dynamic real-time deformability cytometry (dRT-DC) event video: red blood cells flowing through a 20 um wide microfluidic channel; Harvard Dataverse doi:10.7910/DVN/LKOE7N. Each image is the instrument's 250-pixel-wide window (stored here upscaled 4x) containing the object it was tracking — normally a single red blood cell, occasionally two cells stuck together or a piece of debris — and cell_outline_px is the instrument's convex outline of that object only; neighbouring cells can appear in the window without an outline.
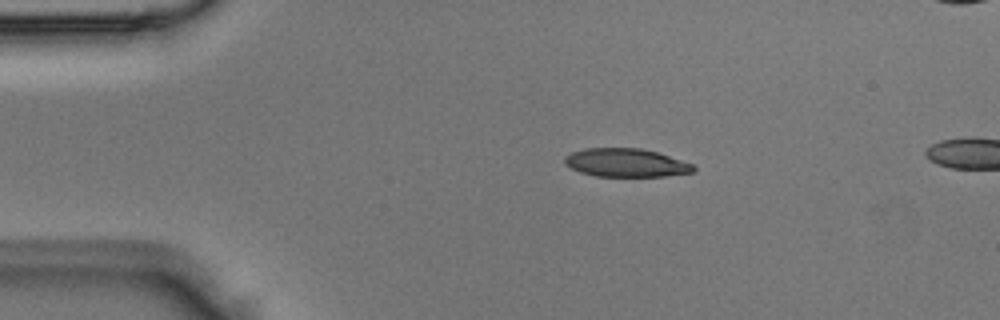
{"species": "Egyptian fruit bat (a non-hibernating species)", "species_latin": "Rousettus aegyptiacus", "temperature_condition": "room temperature", "stored_images_in_passage": 5, "camera_frame_rate_fps": 3000, "um_per_image_px": 0.085, "animal": {"sex": "male"}, "frame": {"image": 1, "passage_image": 1, "time_ms": 0.0, "image_size_px": [1000, 320], "cell_outline_px": [[696, 168], [692, 172], [664, 176], [596, 176], [580, 172], [564, 164], [564, 156], [572, 152], [584, 148], [640, 148], [656, 152], [692, 164]], "centroid_in_image_um": [53.15, 13.83], "position_along_channel_um": 31.8, "area_um2": 21.1}}